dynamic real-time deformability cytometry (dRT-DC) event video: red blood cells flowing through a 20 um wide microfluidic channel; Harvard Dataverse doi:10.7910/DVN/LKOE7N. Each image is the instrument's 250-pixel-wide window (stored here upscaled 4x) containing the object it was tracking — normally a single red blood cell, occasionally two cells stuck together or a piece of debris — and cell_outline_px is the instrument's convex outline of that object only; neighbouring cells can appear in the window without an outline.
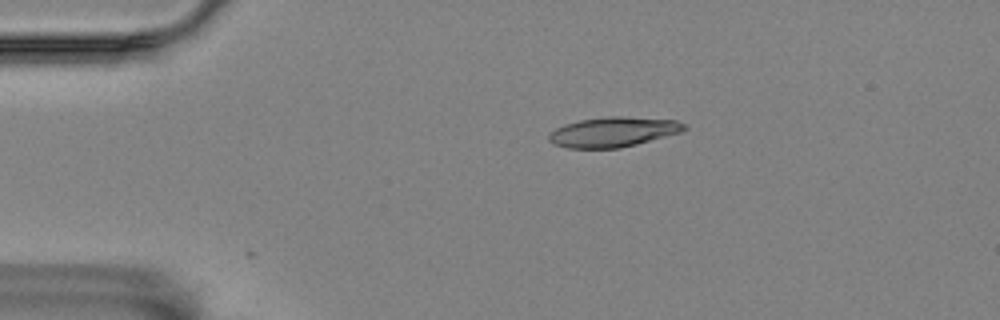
{"species": "Egyptian fruit bat (a non-hibernating species)", "species_latin": "Rousettus aegyptiacus", "temperature_condition": "room temperature", "stored_images_in_passage": 5, "camera_frame_rate_fps": 3000, "um_per_image_px": 0.085, "animal": {"sex": "female"}, "frame": {"image": 1, "passage_image": 1, "time_ms": 0.0, "image_size_px": [1000, 320], "cell_outline_px": [[688, 128], [680, 132], [636, 144], [620, 148], [568, 148], [552, 144], [548, 140], [548, 132], [564, 124], [580, 120], [612, 116], [620, 116], [676, 120], [688, 124]], "centroid_in_image_um": [52.1, 11.21], "position_along_channel_um": 32.9, "area_um2": 23.64}}